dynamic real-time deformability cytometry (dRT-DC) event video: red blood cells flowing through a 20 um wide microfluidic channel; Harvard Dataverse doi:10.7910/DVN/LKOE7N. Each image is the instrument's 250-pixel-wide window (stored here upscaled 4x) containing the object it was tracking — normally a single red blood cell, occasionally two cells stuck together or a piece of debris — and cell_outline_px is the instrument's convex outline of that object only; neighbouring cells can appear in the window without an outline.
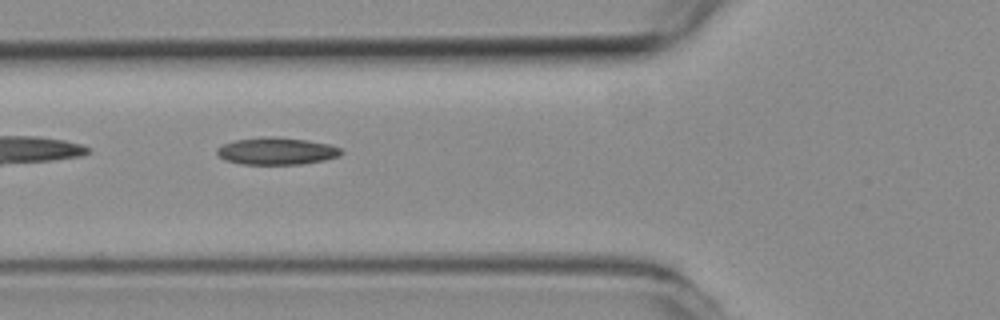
{"species": "common noctule bat (a hibernating species)", "species_latin": "Nyctalus noctula", "temperature_condition": "room temperature", "stored_images_in_passage": 35, "camera_frame_rate_fps": 3000, "um_per_image_px": 0.085, "animal": {"sex": "female", "body_mass_g": 19.3, "forearm_length_mm": 54.1}, "frame": {"image": 1, "passage_image": 4, "time_ms": 1.0, "image_size_px": [1000, 320], "cell_outline_px": [[344, 152], [340, 156], [324, 160], [304, 164], [240, 164], [224, 160], [216, 152], [216, 148], [224, 144], [236, 140], [272, 136], [304, 140], [328, 144], [340, 148]], "centroid_in_image_um": [23.52, 12.85], "position_along_channel_um": 102.3, "area_um2": 19.54}}
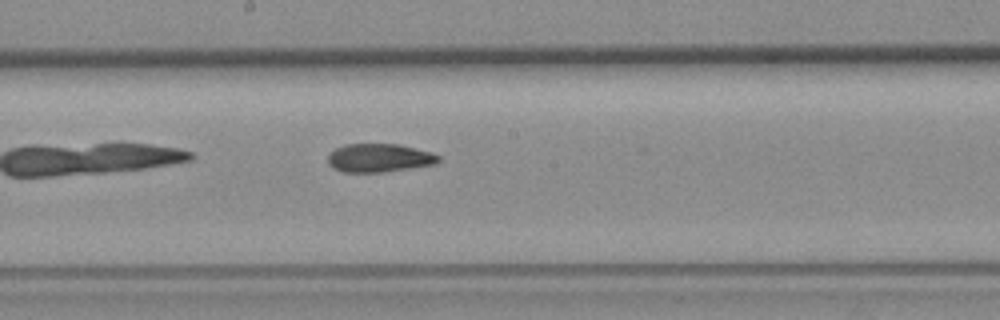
{"frame": {"image": 2, "passage_image": 13, "time_ms": 4.0, "image_size_px": [1000, 320], "cell_outline_px": [[440, 160], [436, 164], [384, 172], [344, 172], [332, 168], [328, 164], [328, 156], [336, 148], [348, 144], [400, 144], [432, 152], [440, 156]], "centroid_in_image_um": [32.26, 13.42], "position_along_channel_um": 215.9, "area_um2": 18.38}}
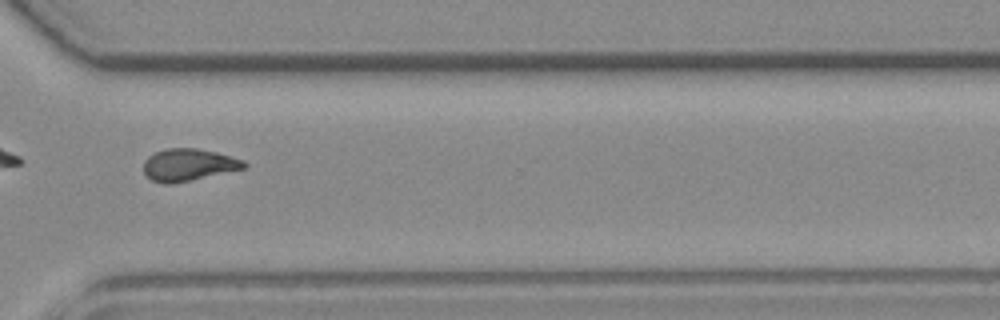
{"frame": {"image": 3, "passage_image": 24, "time_ms": 7.667, "image_size_px": [1000, 320], "cell_outline_px": [[248, 164], [244, 168], [172, 184], [164, 184], [152, 180], [144, 172], [144, 160], [148, 156], [156, 152], [168, 148], [196, 148], [216, 152], [244, 160]], "centroid_in_image_um": [16.01, 14.0], "position_along_channel_um": 354.6, "area_um2": 18.61}, "authors_computed_cell_mechanics": {"area_um2": 18.5538, "velocity_mm_per_s": 3.7842, "shape_relaxation_time_tau1_ms": null, "shape_relaxation_time_tau2_ms": 3.5215, "deformation_change_tau1": null, "deformation_change_tau2": 0.1059}}